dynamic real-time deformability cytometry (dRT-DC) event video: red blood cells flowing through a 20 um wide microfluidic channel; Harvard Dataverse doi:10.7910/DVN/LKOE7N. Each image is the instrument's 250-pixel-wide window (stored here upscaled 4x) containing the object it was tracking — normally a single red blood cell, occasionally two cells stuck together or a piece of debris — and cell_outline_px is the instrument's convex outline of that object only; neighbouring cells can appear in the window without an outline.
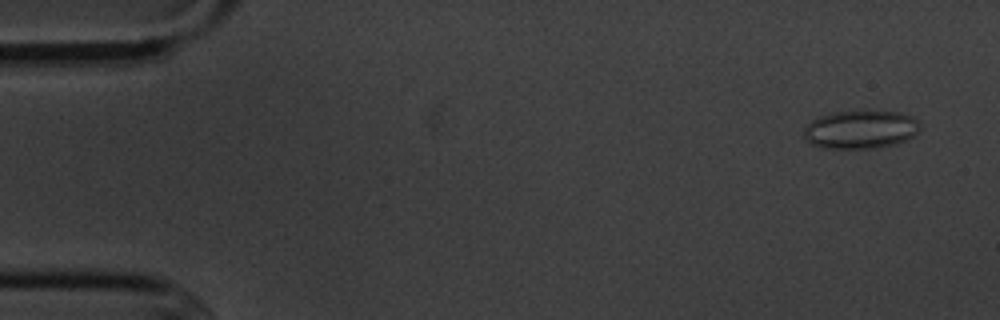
{"species": "common noctule bat (a hibernating species)", "species_latin": "Nyctalus noctula", "temperature_condition": "cold", "stored_images_in_passage": 6, "camera_frame_rate_fps": 3000, "um_per_image_px": 0.085, "animal": {"sex": "male", "body_mass_g": 20.1, "forearm_length_mm": 53.5}, "frame": {"image": 1, "passage_image": 1, "time_ms": 0.0, "image_size_px": [1000, 320], "cell_outline_px": [[920, 128], [912, 136], [896, 144], [876, 148], [820, 148], [804, 140], [804, 128], [812, 120], [820, 116], [832, 112], [864, 108], [900, 112], [912, 116], [920, 124]], "centroid_in_image_um": [73.13, 10.96], "position_along_channel_um": 11.9, "area_um2": 26.7}}
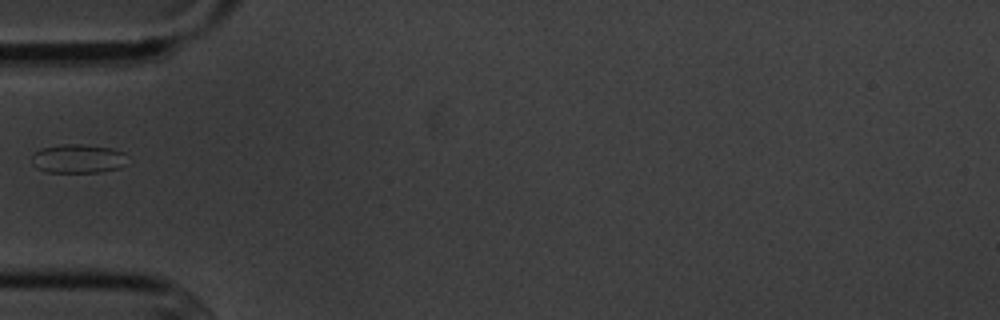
{"frame": {"image": 2, "passage_image": 5, "time_ms": 5.0, "image_size_px": [1000, 320], "cell_outline_px": [[124, 164], [120, 168], [100, 172], [48, 172], [36, 168], [32, 164], [32, 156], [40, 148], [60, 144], [80, 144], [112, 148], [124, 152]], "centroid_in_image_um": [6.59, 13.48], "position_along_channel_um": 78.4, "area_um2": 16.07}}
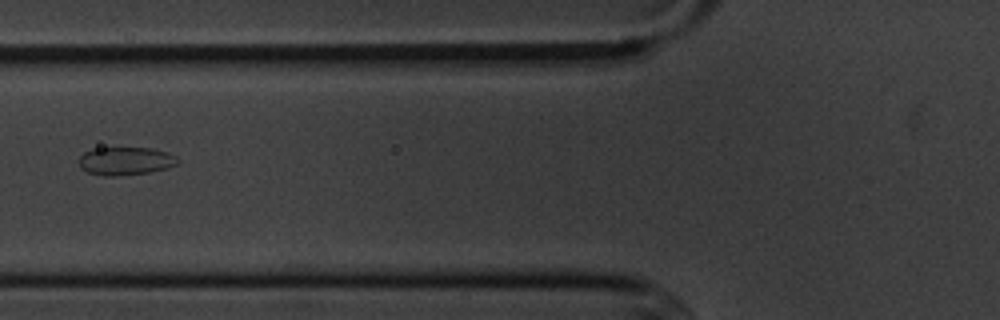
{"frame": {"image": 3, "passage_image": 6, "time_ms": 6.0, "image_size_px": [1000, 320], "cell_outline_px": [[180, 164], [148, 172], [120, 176], [104, 176], [88, 172], [80, 168], [76, 160], [84, 152], [92, 148], [152, 148], [168, 152], [176, 156], [180, 160]], "centroid_in_image_um": [10.64, 13.68], "position_along_channel_um": 115.2, "area_um2": 16.42}}